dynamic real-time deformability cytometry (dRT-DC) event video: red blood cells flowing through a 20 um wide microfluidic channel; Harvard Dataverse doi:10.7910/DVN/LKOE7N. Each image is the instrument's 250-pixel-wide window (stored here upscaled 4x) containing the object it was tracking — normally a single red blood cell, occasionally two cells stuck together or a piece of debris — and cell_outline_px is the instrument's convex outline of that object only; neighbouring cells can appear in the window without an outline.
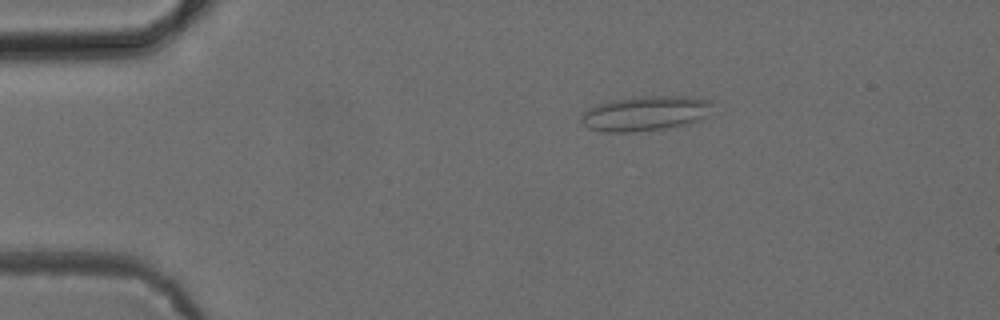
{"species": "common noctule bat (a hibernating species)", "species_latin": "Nyctalus noctula", "temperature_condition": "cold", "stored_images_in_passage": 4, "camera_frame_rate_fps": 3000, "um_per_image_px": 0.085, "animal": {"sex": "female", "body_mass_g": 24.6, "forearm_length_mm": 56.2}, "frame": {"image": 1, "passage_image": 3, "time_ms": 2.333, "image_size_px": [1000, 320], "cell_outline_px": [[712, 104], [708, 116], [692, 124], [668, 128], [636, 132], [604, 132], [588, 128], [580, 124], [580, 116], [588, 108], [596, 104], [612, 100], [640, 96], [688, 96], [708, 100]], "centroid_in_image_um": [54.84, 9.65], "position_along_channel_um": 30.2, "area_um2": 27.17}}